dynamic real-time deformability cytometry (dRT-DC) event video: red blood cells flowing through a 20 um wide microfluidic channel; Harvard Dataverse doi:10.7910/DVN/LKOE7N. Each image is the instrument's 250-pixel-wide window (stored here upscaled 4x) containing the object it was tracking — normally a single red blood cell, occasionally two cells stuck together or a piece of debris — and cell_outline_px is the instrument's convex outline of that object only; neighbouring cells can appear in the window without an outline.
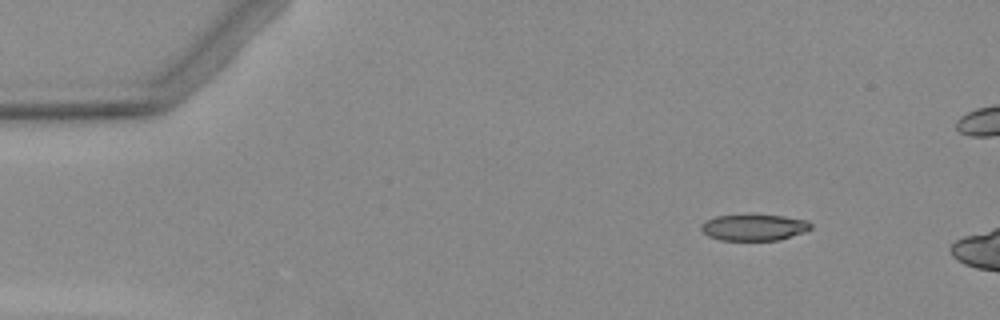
{"species": "Egyptian fruit bat (a non-hibernating species)", "species_latin": "Rousettus aegyptiacus", "temperature_condition": "warm", "stored_images_in_passage": 3, "camera_frame_rate_fps": 3000, "um_per_image_px": 0.085, "animal": {"sex": "female"}, "frame": {"image": 1, "passage_image": 3, "time_ms": 3.333, "image_size_px": [1000, 320], "cell_outline_px": [[812, 228], [804, 232], [780, 240], [720, 240], [708, 236], [700, 228], [700, 224], [704, 220], [716, 216], [744, 212], [752, 212], [784, 216], [808, 220], [812, 224]], "centroid_in_image_um": [64.07, 19.27], "position_along_channel_um": 20.9, "area_um2": 17.74}}